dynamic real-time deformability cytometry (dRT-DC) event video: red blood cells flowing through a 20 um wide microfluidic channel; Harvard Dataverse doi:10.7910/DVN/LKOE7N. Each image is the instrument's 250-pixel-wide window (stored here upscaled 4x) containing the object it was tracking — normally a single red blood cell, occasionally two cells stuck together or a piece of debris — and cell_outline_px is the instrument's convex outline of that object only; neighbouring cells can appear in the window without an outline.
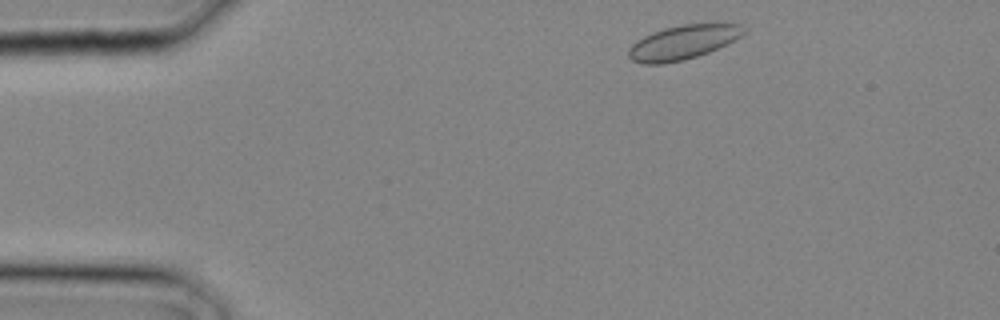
{"species": "common noctule bat (a hibernating species)", "species_latin": "Nyctalus noctula", "temperature_condition": "cold", "stored_images_in_passage": 16, "camera_frame_rate_fps": 3000, "um_per_image_px": 0.085, "animal": {"sex": "male", "body_mass_g": 20.4}, "frame": {"image": 1, "passage_image": 1, "time_ms": 0.0, "image_size_px": [1000, 320], "cell_outline_px": [[744, 32], [740, 36], [708, 52], [684, 60], [660, 64], [644, 64], [632, 60], [628, 56], [628, 48], [636, 40], [652, 32], [664, 28], [680, 24], [740, 24]], "centroid_in_image_um": [57.95, 3.6], "position_along_channel_um": 27.0, "area_um2": 22.54}}
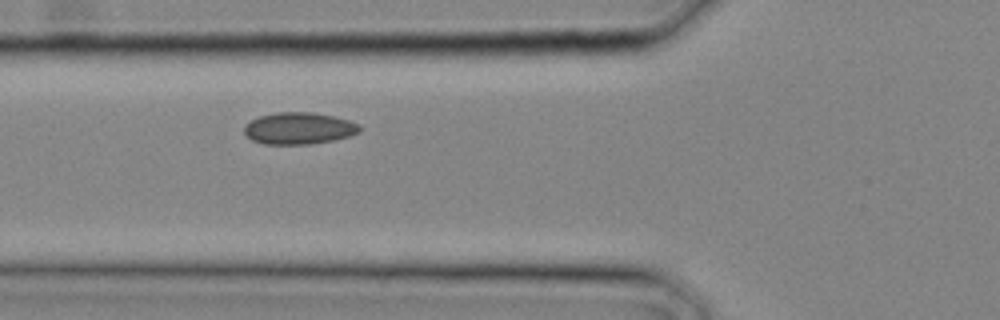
{"frame": {"image": 2, "passage_image": 7, "time_ms": 2.0, "image_size_px": [1000, 320], "cell_outline_px": [[360, 132], [348, 136], [332, 140], [312, 144], [264, 144], [252, 140], [244, 132], [244, 124], [260, 116], [276, 112], [312, 112], [332, 116], [348, 120], [356, 124], [360, 128]], "centroid_in_image_um": [25.37, 10.91], "position_along_channel_um": 100.4, "area_um2": 21.21}}
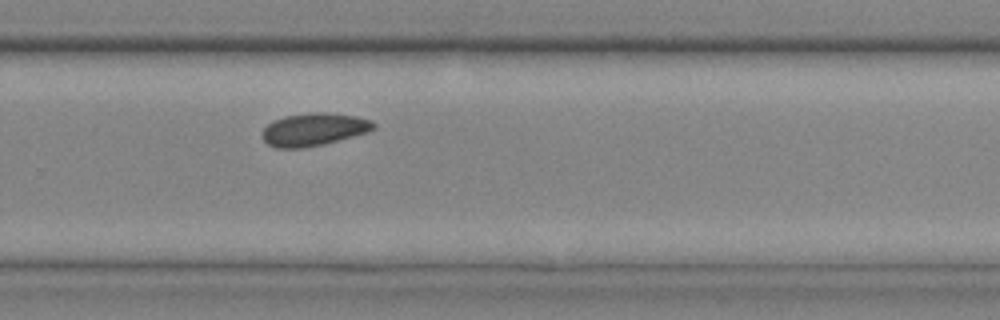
{"frame": {"image": 3, "passage_image": 16, "time_ms": 5.0, "image_size_px": [1000, 320], "cell_outline_px": [[376, 128], [368, 132], [324, 144], [304, 148], [276, 148], [268, 144], [264, 140], [260, 132], [272, 120], [284, 116], [308, 112], [324, 112], [356, 116], [372, 120], [376, 124]], "centroid_in_image_um": [26.67, 10.99], "position_along_channel_um": 303.1, "area_um2": 21.5}}